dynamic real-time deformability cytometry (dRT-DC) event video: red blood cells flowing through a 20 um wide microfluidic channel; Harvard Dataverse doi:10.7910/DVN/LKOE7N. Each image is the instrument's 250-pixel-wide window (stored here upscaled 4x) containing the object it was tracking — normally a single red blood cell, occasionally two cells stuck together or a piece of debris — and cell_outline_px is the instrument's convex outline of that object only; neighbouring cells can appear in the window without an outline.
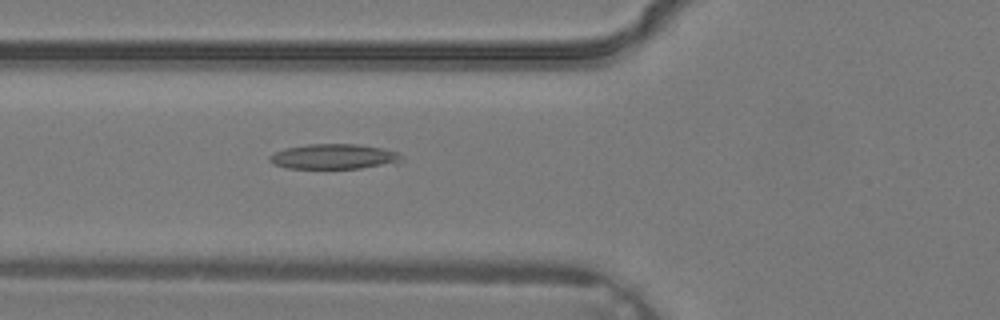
{"species": "common noctule bat (a hibernating species)", "species_latin": "Nyctalus noctula", "temperature_condition": "warm", "stored_images_in_passage": 2, "camera_frame_rate_fps": 3000, "um_per_image_px": 0.085, "animal": {"sex": "male", "body_mass_g": 19.2, "forearm_length_mm": 51.8}, "frame": {"image": 1, "passage_image": 2, "time_ms": 0.333, "image_size_px": [1000, 320], "cell_outline_px": [[404, 160], [400, 164], [360, 168], [288, 168], [272, 164], [268, 160], [268, 156], [284, 148], [308, 144], [356, 144], [384, 148], [400, 152]], "centroid_in_image_um": [28.47, 13.31], "position_along_channel_um": 97.3, "area_um2": 19.71}}